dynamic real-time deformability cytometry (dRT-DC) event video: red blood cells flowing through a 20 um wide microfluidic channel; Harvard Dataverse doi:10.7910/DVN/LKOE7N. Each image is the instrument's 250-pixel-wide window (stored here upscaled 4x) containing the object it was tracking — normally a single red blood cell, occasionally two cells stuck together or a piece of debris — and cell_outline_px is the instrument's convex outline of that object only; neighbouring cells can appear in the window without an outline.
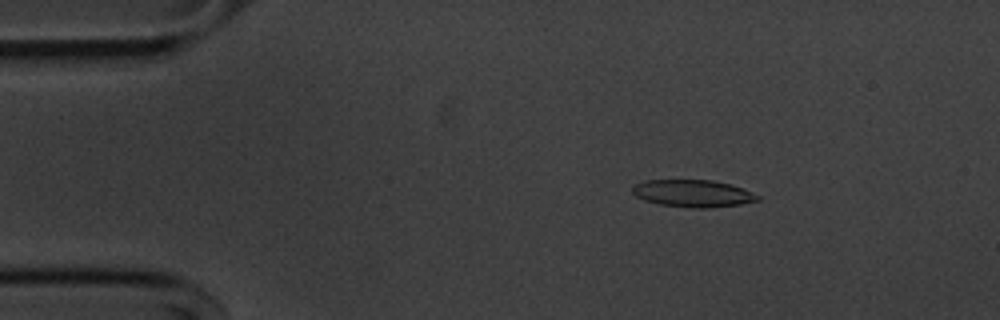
{"species": "common noctule bat (a hibernating species)", "species_latin": "Nyctalus noctula", "temperature_condition": "cold", "stored_images_in_passage": 54, "camera_frame_rate_fps": 3000, "um_per_image_px": 0.085, "animal": {"sex": "male", "body_mass_g": 20.1, "forearm_length_mm": 53.5}, "frame": {"image": 1, "passage_image": 8, "time_ms": 2.333, "image_size_px": [1000, 320], "cell_outline_px": [[760, 200], [740, 204], [708, 208], [692, 208], [660, 204], [644, 200], [636, 196], [632, 192], [632, 188], [636, 184], [644, 180], [712, 180], [732, 184], [752, 192], [760, 196]], "centroid_in_image_um": [58.91, 16.43], "position_along_channel_um": 26.1, "area_um2": 19.88}}
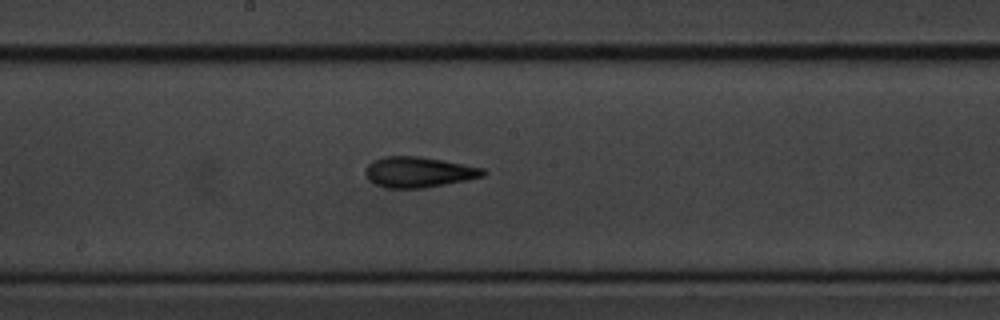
{"frame": {"image": 2, "passage_image": 28, "time_ms": 9.0, "image_size_px": [1000, 320], "cell_outline_px": [[488, 172], [484, 176], [468, 180], [424, 188], [384, 188], [368, 180], [364, 172], [364, 168], [372, 160], [384, 156], [420, 156], [444, 160], [484, 168]], "centroid_in_image_um": [35.57, 14.62], "position_along_channel_um": 212.6, "area_um2": 21.33}}
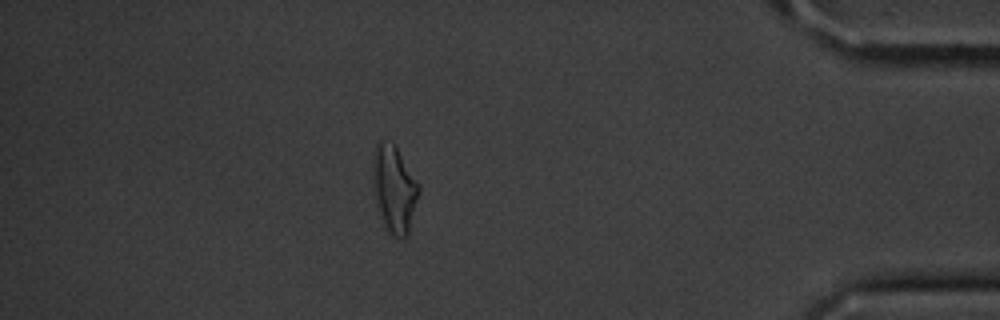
{"frame": {"image": 3, "passage_image": 47, "time_ms": 15.333, "image_size_px": [1000, 320], "cell_outline_px": [[420, 192], [408, 232], [404, 236], [392, 236], [384, 232], [372, 188], [372, 152], [376, 144], [380, 140], [392, 144], [396, 148], [420, 184]], "centroid_in_image_um": [33.46, 16.08], "position_along_channel_um": 401.7, "area_um2": 23.64}, "authors_computed_cell_mechanics": {"area_um2": 20.5768, "velocity_mm_per_s": 3.6574, "shape_relaxation_time_tau1_ms": 4.6658, "shape_relaxation_time_tau2_ms": 2.6334, "deformation_change_tau1": 0.1443, "deformation_change_tau2": 0.1164}}